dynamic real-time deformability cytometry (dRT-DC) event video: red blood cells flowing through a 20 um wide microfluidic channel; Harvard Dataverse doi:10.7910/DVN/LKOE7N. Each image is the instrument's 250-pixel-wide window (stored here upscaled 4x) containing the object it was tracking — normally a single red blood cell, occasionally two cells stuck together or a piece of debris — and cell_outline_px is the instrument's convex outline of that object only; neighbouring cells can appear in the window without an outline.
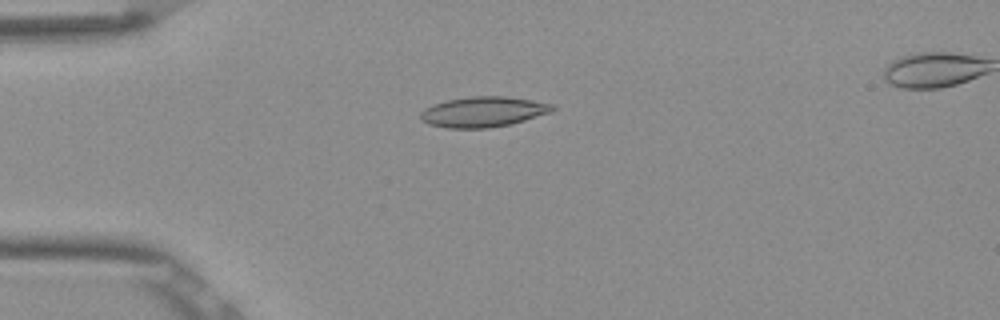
{"species": "Egyptian fruit bat (a non-hibernating species)", "species_latin": "Rousettus aegyptiacus", "temperature_condition": "room temperature", "stored_images_in_passage": 45, "segment_of_instrument_passage": [1, 2], "camera_frame_rate_fps": 3000, "um_per_image_px": 0.085, "frame": {"image": 1, "passage_image": 5, "time_ms": 1.333, "image_size_px": [1000, 320], "cell_outline_px": [[556, 108], [552, 112], [524, 120], [508, 124], [488, 128], [448, 128], [428, 124], [420, 120], [420, 112], [424, 108], [432, 104], [448, 100], [472, 96], [508, 96], [532, 100], [552, 104]], "centroid_in_image_um": [41.05, 9.5], "position_along_channel_um": 44.0, "area_um2": 23.35}}
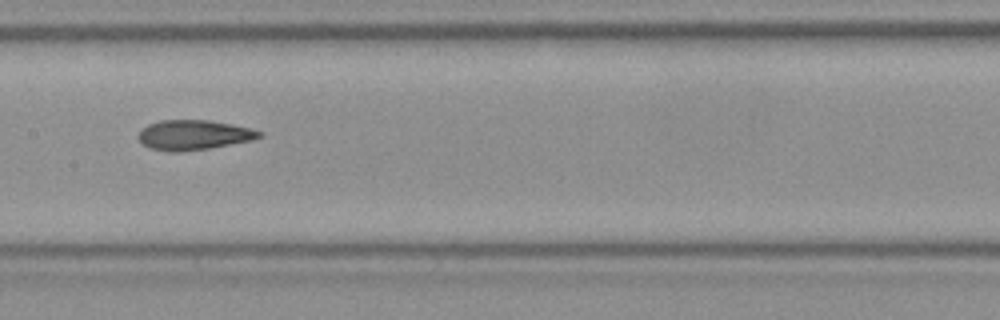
{"frame": {"image": 2, "passage_image": 18, "time_ms": 5.667, "image_size_px": [1000, 320], "cell_outline_px": [[264, 136], [252, 140], [208, 148], [180, 152], [168, 152], [148, 148], [136, 136], [148, 124], [160, 120], [208, 120], [232, 124], [252, 128], [264, 132]], "centroid_in_image_um": [16.49, 11.47], "position_along_channel_um": 190.9, "area_um2": 21.15}}
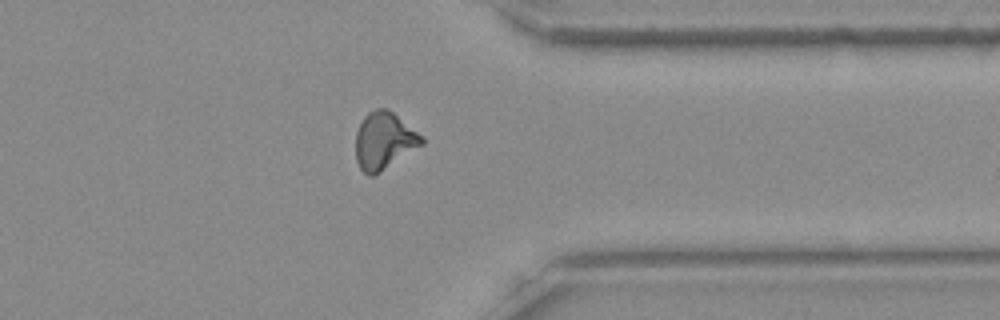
{"frame": {"image": 3, "passage_image": 33, "time_ms": 10.667, "image_size_px": [1000, 320], "cell_outline_px": [[424, 144], [380, 172], [372, 176], [368, 176], [360, 168], [356, 160], [356, 132], [364, 116], [368, 112], [376, 108], [388, 108], [424, 136]], "centroid_in_image_um": [32.66, 11.95], "position_along_channel_um": 378.7, "area_um2": 22.14}}